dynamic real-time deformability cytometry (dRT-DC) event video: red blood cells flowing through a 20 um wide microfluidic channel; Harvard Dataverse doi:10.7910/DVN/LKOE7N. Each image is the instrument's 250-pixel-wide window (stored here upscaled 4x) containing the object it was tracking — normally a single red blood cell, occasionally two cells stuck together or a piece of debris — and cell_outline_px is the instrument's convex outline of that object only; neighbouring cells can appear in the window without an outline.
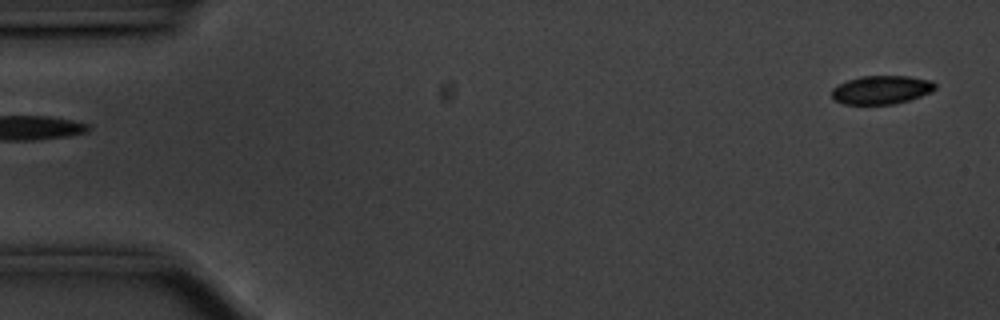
{"species": "common noctule bat (a hibernating species)", "species_latin": "Nyctalus noctula", "temperature_condition": "cold", "stored_images_in_passage": 15, "camera_frame_rate_fps": 3000, "um_per_image_px": 0.085, "animal": {"sex": "male", "body_mass_g": 20.1, "forearm_length_mm": 53.5}, "frame": {"image": 1, "passage_image": 1, "time_ms": 0.0, "image_size_px": [1000, 320], "cell_outline_px": [[936, 88], [920, 96], [908, 100], [892, 104], [844, 104], [832, 100], [832, 88], [848, 80], [860, 76], [908, 76], [932, 80], [936, 84]], "centroid_in_image_um": [74.89, 7.63], "position_along_channel_um": 10.1, "area_um2": 17.11}}
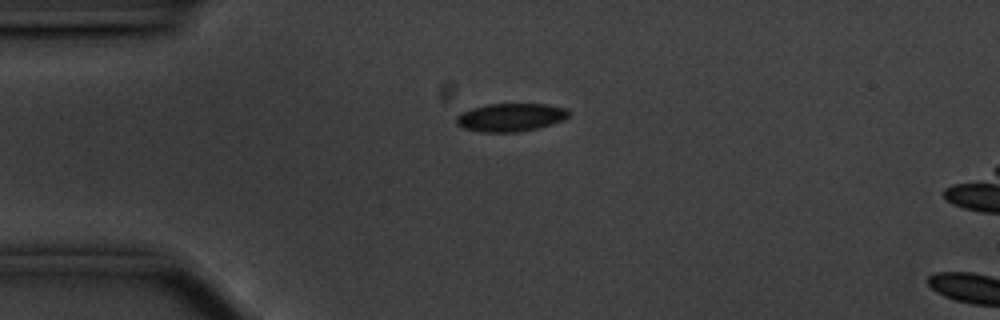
{"frame": {"image": 2, "passage_image": 12, "time_ms": 3.667, "image_size_px": [1000, 320], "cell_outline_px": [[572, 112], [564, 120], [540, 128], [516, 132], [480, 132], [464, 128], [456, 124], [456, 116], [460, 112], [472, 108], [488, 104], [548, 104], [568, 108]], "centroid_in_image_um": [43.44, 9.97], "position_along_channel_um": 41.6, "area_um2": 18.73}}